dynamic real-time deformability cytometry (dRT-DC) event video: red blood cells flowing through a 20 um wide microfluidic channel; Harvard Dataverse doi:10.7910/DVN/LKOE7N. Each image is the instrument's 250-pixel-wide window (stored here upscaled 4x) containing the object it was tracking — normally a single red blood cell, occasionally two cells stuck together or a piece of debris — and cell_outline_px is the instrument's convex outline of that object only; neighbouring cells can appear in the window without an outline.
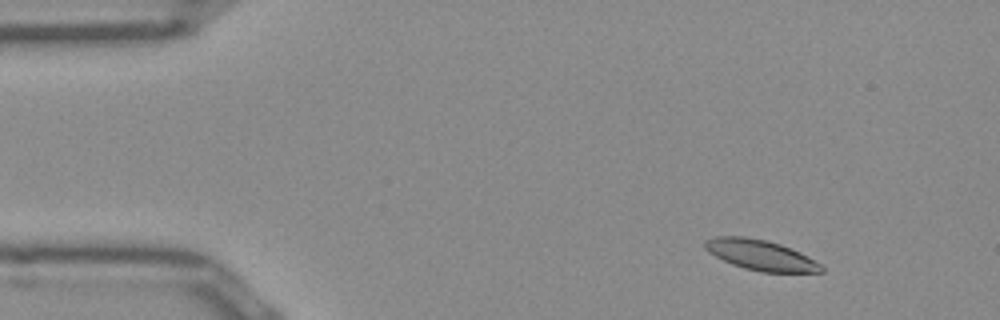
{"species": "Egyptian fruit bat (a non-hibernating species)", "species_latin": "Rousettus aegyptiacus", "temperature_condition": "room temperature", "stored_images_in_passage": 52, "camera_frame_rate_fps": 3000, "um_per_image_px": 0.085, "frame": {"image": 1, "passage_image": 6, "time_ms": 1.667, "image_size_px": [1000, 320], "cell_outline_px": [[824, 272], [760, 272], [744, 268], [732, 264], [708, 252], [704, 248], [704, 240], [716, 236], [744, 236], [764, 240], [780, 244], [808, 256], [820, 264], [824, 268]], "centroid_in_image_um": [64.63, 21.68], "position_along_channel_um": 20.4, "area_um2": 20.46}}
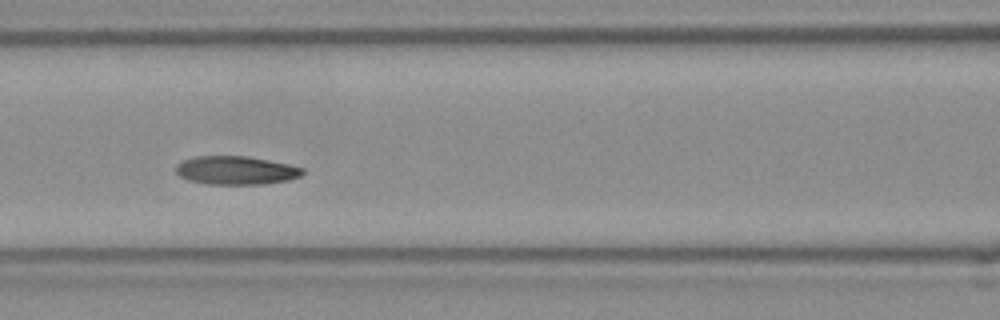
{"frame": {"image": 2, "passage_image": 22, "time_ms": 7.0, "image_size_px": [1000, 320], "cell_outline_px": [[304, 172], [300, 176], [288, 180], [268, 184], [208, 184], [188, 180], [180, 176], [176, 172], [176, 164], [184, 160], [196, 156], [248, 156], [288, 164], [304, 168]], "centroid_in_image_um": [20.06, 14.48], "position_along_channel_um": 146.5, "area_um2": 21.04}}
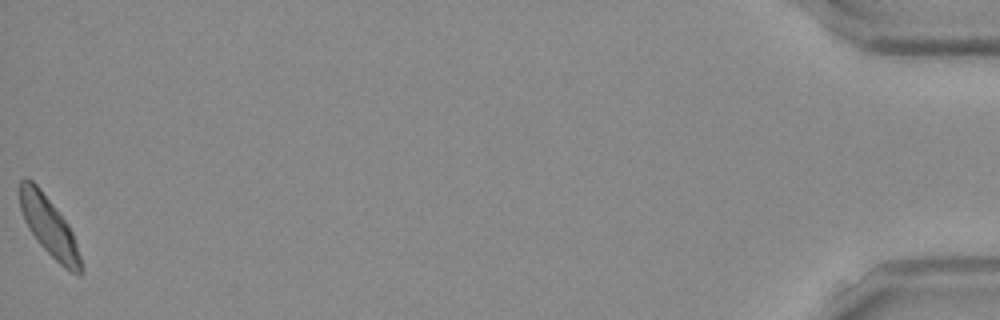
{"frame": {"image": 3, "passage_image": 52, "time_ms": 17.0, "image_size_px": [1000, 320], "cell_outline_px": [[84, 272], [80, 276], [64, 268], [40, 244], [28, 228], [24, 220], [20, 208], [20, 180], [24, 176], [28, 176], [40, 188], [68, 224], [72, 232], [84, 268]], "centroid_in_image_um": [4.17, 19.25], "position_along_channel_um": 431.0, "area_um2": 20.92}, "authors_computed_cell_mechanics": {"area_um2": 20.9525, "velocity_mm_per_s": 3.884, "shape_relaxation_time_tau1_ms": 2.0439, "shape_relaxation_time_tau2_ms": 3.6043, "deformation_change_tau1": 0.113, "deformation_change_tau2": 0.0928}}